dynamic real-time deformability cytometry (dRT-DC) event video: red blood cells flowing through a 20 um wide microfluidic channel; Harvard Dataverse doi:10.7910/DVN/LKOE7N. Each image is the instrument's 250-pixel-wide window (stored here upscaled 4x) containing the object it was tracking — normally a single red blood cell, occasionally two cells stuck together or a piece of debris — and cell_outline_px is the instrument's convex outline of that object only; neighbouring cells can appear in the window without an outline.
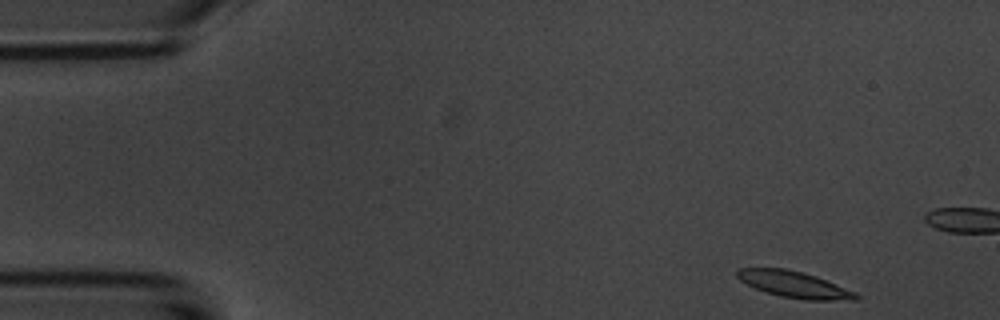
{"species": "common noctule bat (a hibernating species)", "species_latin": "Nyctalus noctula", "temperature_condition": "room temperature", "stored_images_in_passage": 4, "camera_frame_rate_fps": 3000, "um_per_image_px": 0.085, "animal": {"sex": "male", "body_mass_g": 20.1, "forearm_length_mm": 53.5}, "frame": {"image": 1, "passage_image": 1, "time_ms": 0.0, "image_size_px": [1000, 320], "cell_outline_px": [[860, 300], [808, 300], [780, 296], [756, 288], [740, 280], [736, 276], [736, 268], [784, 268], [816, 276], [856, 292], [860, 296]], "centroid_in_image_um": [67.53, 24.18], "position_along_channel_um": 17.5, "area_um2": 18.09}}